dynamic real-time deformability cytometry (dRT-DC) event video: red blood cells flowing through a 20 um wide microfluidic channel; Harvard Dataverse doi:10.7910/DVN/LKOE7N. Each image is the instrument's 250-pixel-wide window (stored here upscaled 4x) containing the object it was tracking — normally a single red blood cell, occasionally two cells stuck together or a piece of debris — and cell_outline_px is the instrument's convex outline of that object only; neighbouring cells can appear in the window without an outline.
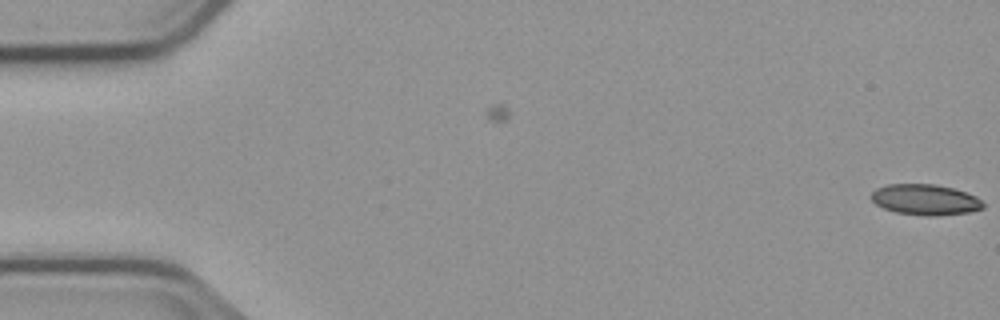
{"species": "common noctule bat (a hibernating species)", "species_latin": "Nyctalus noctula", "temperature_condition": "cold", "stored_images_in_passage": 2, "camera_frame_rate_fps": 3000, "um_per_image_px": 0.085, "animal": {"sex": "male", "body_mass_g": 23.1, "forearm_length_mm": 52.7}, "frame": {"image": 1, "passage_image": 2, "time_ms": 1.0, "image_size_px": [1000, 320], "cell_outline_px": [[984, 208], [968, 212], [936, 216], [928, 216], [896, 212], [884, 208], [876, 204], [872, 200], [872, 192], [876, 188], [888, 184], [936, 184], [952, 188], [976, 196], [984, 204]], "centroid_in_image_um": [78.64, 16.97], "position_along_channel_um": 6.4, "area_um2": 19.88}}